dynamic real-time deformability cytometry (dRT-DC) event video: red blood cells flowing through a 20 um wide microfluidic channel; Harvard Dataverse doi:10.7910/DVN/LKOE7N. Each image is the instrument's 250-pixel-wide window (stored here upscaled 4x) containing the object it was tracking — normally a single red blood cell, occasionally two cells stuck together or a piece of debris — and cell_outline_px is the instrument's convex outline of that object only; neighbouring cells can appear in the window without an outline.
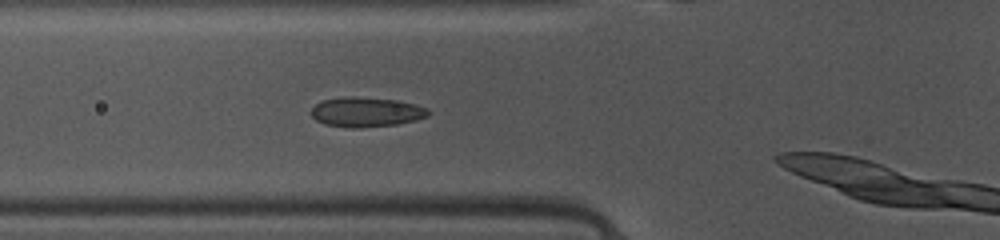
{"species": "common noctule bat (a hibernating species)", "species_latin": "Nyctalus noctula", "temperature_condition": "warm", "stored_images_in_passage": 8, "camera_frame_rate_fps": 3000, "um_per_image_px": 0.085, "animal": {"sex": "female", "body_mass_g": 10.0, "forearm_length_mm": 53.1}, "frame": {"image": 1, "passage_image": 7, "time_ms": 2.0, "image_size_px": [1000, 240], "cell_outline_px": [[432, 112], [428, 116], [416, 120], [396, 124], [360, 128], [348, 128], [324, 124], [316, 120], [312, 116], [312, 108], [320, 100], [352, 96], [400, 100], [416, 104], [428, 108]], "centroid_in_image_um": [31.16, 9.52], "position_along_channel_um": 94.6, "area_um2": 20.52}}